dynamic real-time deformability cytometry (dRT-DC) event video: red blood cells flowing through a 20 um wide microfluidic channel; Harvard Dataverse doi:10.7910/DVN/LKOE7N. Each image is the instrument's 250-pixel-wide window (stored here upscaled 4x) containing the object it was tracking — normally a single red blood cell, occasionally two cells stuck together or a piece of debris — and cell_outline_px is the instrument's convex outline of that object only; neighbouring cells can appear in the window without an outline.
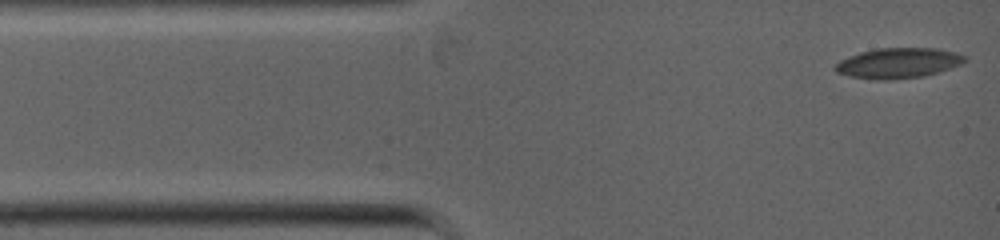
{"species": "common noctule bat (a hibernating species)", "species_latin": "Nyctalus noctula", "temperature_condition": "warm", "stored_images_in_passage": 6, "camera_frame_rate_fps": 5000, "um_per_image_px": 0.085, "animal": {"sex": "female", "body_mass_g": 19.0, "forearm_length_mm": 53.3}, "frame": {"image": 1, "passage_image": 1, "time_ms": 0.0, "image_size_px": [1000, 240], "cell_outline_px": [[968, 60], [960, 64], [924, 76], [888, 80], [876, 80], [848, 76], [836, 72], [832, 68], [840, 60], [848, 56], [860, 52], [876, 48], [936, 48], [956, 52], [964, 56]], "centroid_in_image_um": [76.3, 5.36], "position_along_channel_um": 8.7, "area_um2": 22.89}}